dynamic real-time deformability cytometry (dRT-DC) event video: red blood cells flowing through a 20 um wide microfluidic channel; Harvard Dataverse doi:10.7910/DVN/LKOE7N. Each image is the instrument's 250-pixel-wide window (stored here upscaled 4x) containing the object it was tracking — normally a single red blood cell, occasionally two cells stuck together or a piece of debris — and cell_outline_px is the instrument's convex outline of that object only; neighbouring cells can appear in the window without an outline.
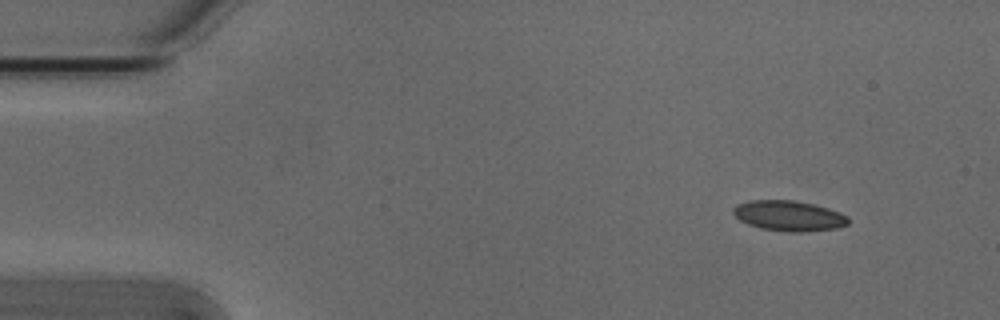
{"species": "Egyptian fruit bat (a non-hibernating species)", "species_latin": "Rousettus aegyptiacus", "temperature_condition": "cold", "stored_images_in_passage": 7, "camera_frame_rate_fps": 3000, "um_per_image_px": 0.085, "animal": {"sex": "male"}, "frame": {"image": 1, "passage_image": 1, "time_ms": 0.0, "image_size_px": [1000, 320], "cell_outline_px": [[852, 220], [848, 224], [836, 228], [800, 232], [788, 232], [760, 228], [748, 224], [740, 220], [732, 212], [732, 208], [736, 204], [748, 200], [792, 200], [812, 204], [828, 208], [840, 212], [848, 216]], "centroid_in_image_um": [67.05, 18.34], "position_along_channel_um": 17.9, "area_um2": 20.46}}
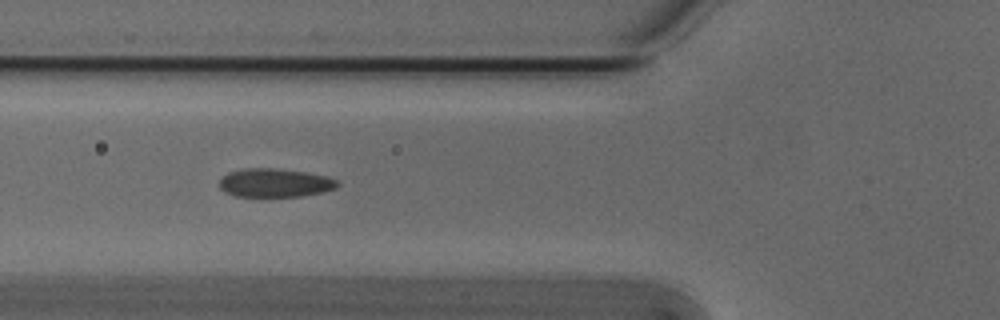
{"frame": {"image": 2, "passage_image": 5, "time_ms": 1.333, "image_size_px": [1000, 320], "cell_outline_px": [[340, 184], [336, 188], [324, 192], [300, 196], [236, 196], [224, 192], [220, 188], [220, 176], [228, 172], [244, 168], [280, 168], [308, 172], [328, 176], [336, 180]], "centroid_in_image_um": [23.37, 15.52], "position_along_channel_um": 102.4, "area_um2": 19.94}}
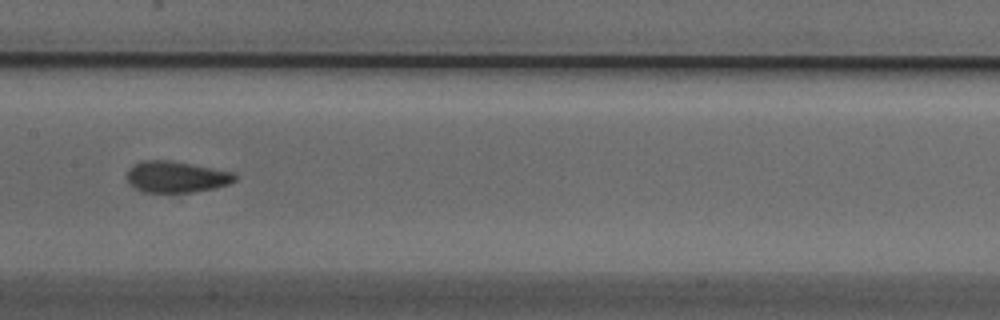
{"frame": {"image": 3, "passage_image": 7, "time_ms": 2.0, "image_size_px": [1000, 320], "cell_outline_px": [[236, 180], [228, 184], [212, 188], [192, 192], [144, 192], [128, 184], [128, 168], [132, 164], [140, 160], [172, 160], [232, 172], [236, 176]], "centroid_in_image_um": [14.93, 15.02], "position_along_channel_um": 192.5, "area_um2": 19.65}}